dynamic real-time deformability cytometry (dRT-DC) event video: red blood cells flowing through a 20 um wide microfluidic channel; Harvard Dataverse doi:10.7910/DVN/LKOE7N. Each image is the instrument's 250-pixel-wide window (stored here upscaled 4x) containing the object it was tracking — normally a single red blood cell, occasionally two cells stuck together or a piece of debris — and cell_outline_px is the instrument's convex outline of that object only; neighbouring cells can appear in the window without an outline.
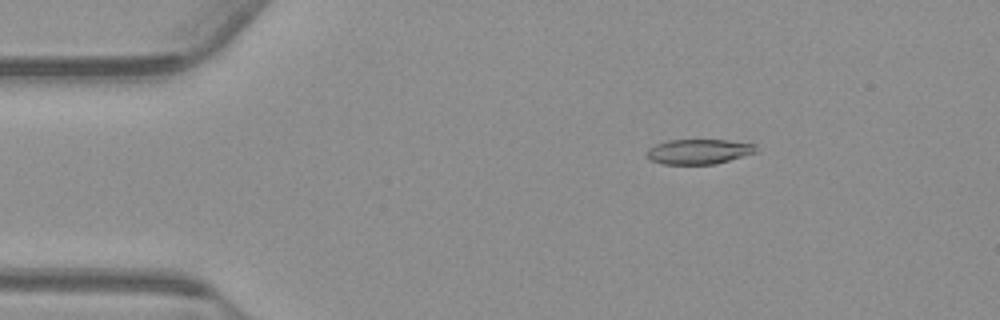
{"species": "common noctule bat (a hibernating species)", "species_latin": "Nyctalus noctula", "temperature_condition": "warm", "stored_images_in_passage": 55, "camera_frame_rate_fps": 3000, "um_per_image_px": 0.085, "animal": {"sex": "male", "body_mass_g": 23.1, "forearm_length_mm": 52.7}, "frame": {"image": 1, "passage_image": 9, "time_ms": 2.667, "image_size_px": [1000, 320], "cell_outline_px": [[756, 152], [716, 164], [664, 164], [652, 160], [648, 156], [648, 148], [656, 144], [668, 140], [728, 140], [756, 144]], "centroid_in_image_um": [59.42, 12.88], "position_along_channel_um": 25.6, "area_um2": 15.72}}
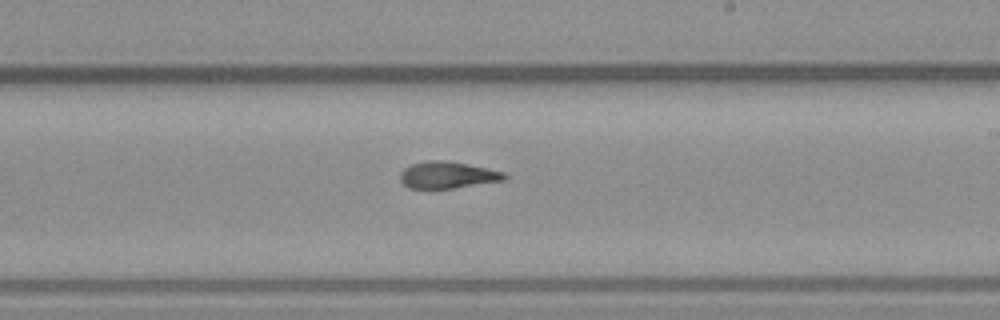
{"frame": {"image": 2, "passage_image": 32, "time_ms": 10.333, "image_size_px": [1000, 320], "cell_outline_px": [[508, 176], [504, 180], [452, 188], [408, 188], [400, 180], [400, 172], [404, 168], [412, 164], [428, 160], [448, 160], [468, 164], [504, 172]], "centroid_in_image_um": [38.02, 14.86], "position_along_channel_um": 251.0, "area_um2": 16.18}}
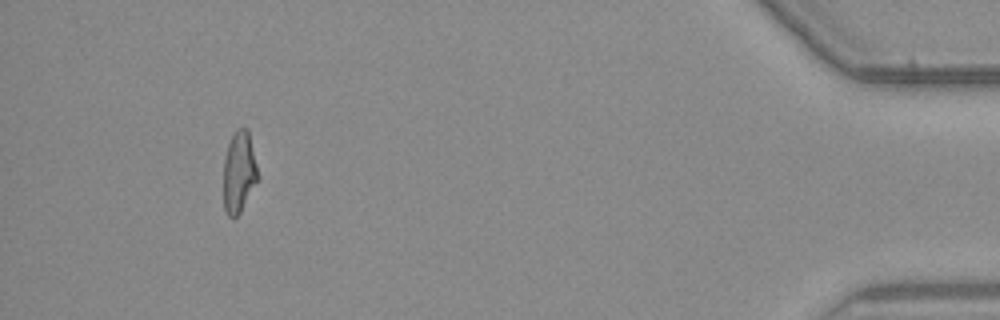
{"frame": {"image": 3, "passage_image": 51, "time_ms": 16.667, "image_size_px": [1000, 320], "cell_outline_px": [[256, 180], [240, 212], [232, 220], [228, 216], [224, 208], [224, 156], [228, 144], [236, 128], [248, 128], [256, 164]], "centroid_in_image_um": [20.28, 14.6], "position_along_channel_um": 414.9, "area_um2": 15.84}, "authors_computed_cell_mechanics": {"area_um2": 16.8198, "velocity_mm_per_s": 3.7682, "shape_relaxation_time_tau1_ms": 9.6653, "shape_relaxation_time_tau2_ms": 2.4875, "deformation_change_tau1": 0.2542, "deformation_change_tau2": 0.1033}}